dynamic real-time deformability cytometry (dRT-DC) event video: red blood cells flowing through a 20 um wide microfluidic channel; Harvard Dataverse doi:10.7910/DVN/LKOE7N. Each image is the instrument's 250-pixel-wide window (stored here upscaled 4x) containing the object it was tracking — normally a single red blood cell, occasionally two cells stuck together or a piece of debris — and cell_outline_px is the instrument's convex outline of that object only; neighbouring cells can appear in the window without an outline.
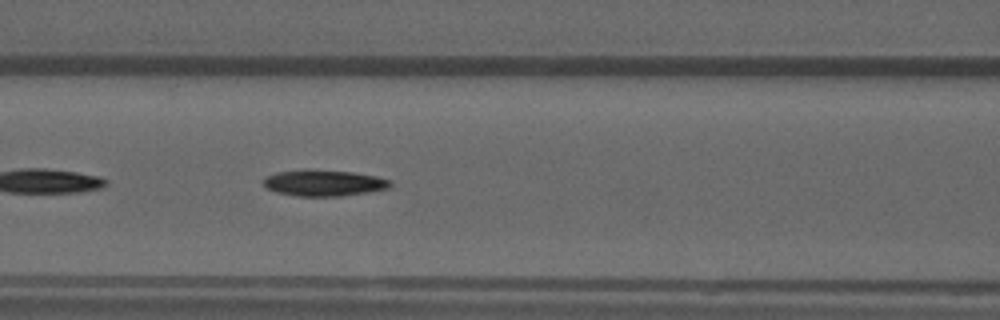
{"species": "common noctule bat (a hibernating species)", "species_latin": "Nyctalus noctula", "temperature_condition": "warm", "stored_images_in_passage": 24, "camera_frame_rate_fps": 3000, "um_per_image_px": 0.085, "animal": {"sex": "male", "forearm_length_mm": 52.5}, "frame": {"image": 1, "passage_image": 8, "time_ms": 2.333, "image_size_px": [1000, 320], "cell_outline_px": [[392, 184], [388, 188], [368, 192], [340, 196], [296, 196], [276, 192], [268, 188], [264, 184], [264, 180], [268, 176], [276, 172], [308, 168], [352, 172], [376, 176], [392, 180]], "centroid_in_image_um": [27.54, 15.53], "position_along_channel_um": 139.1, "area_um2": 19.48}}
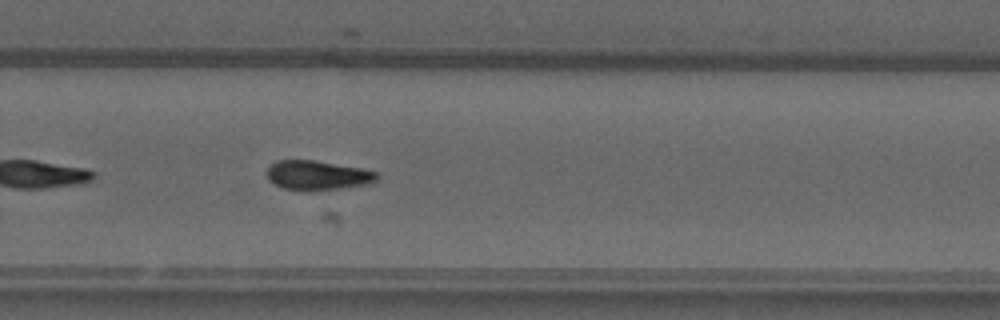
{"frame": {"image": 2, "passage_image": 21, "time_ms": 6.667, "image_size_px": [1000, 320], "cell_outline_px": [[380, 176], [372, 184], [308, 192], [304, 192], [284, 188], [268, 180], [268, 168], [276, 160], [312, 160], [360, 168], [376, 172]], "centroid_in_image_um": [27.01, 14.92], "position_along_channel_um": 302.8, "area_um2": 18.96}}